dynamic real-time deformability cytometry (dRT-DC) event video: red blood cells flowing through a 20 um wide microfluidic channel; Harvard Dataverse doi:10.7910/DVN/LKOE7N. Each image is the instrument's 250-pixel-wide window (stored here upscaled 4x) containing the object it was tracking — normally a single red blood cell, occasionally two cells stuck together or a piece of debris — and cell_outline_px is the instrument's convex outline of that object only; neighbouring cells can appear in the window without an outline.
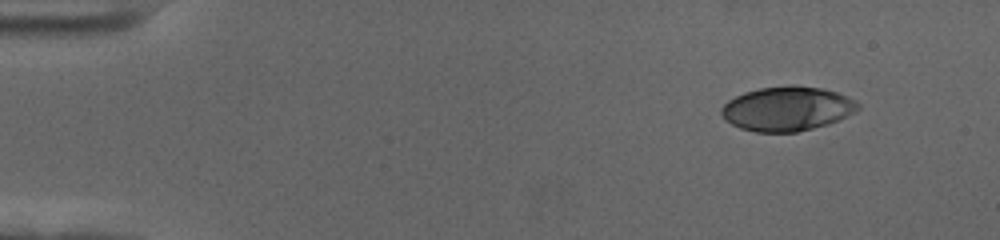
{"species": "human", "species_latin": "Homo sapiens", "temperature_condition": "cold", "stored_images_in_passage": 53, "camera_frame_rate_fps": 3000, "um_per_image_px": 0.085, "donor": {"sex": "female"}, "frame": {"image": 1, "passage_image": 1, "time_ms": 0.0, "image_size_px": [1000, 240], "cell_outline_px": [[860, 108], [828, 124], [796, 132], [756, 132], [740, 128], [724, 120], [720, 112], [720, 108], [728, 100], [744, 92], [760, 88], [792, 84], [796, 84], [824, 88], [848, 96], [856, 100], [860, 104]], "centroid_in_image_um": [66.88, 9.22], "position_along_channel_um": 18.1, "area_um2": 35.49}}
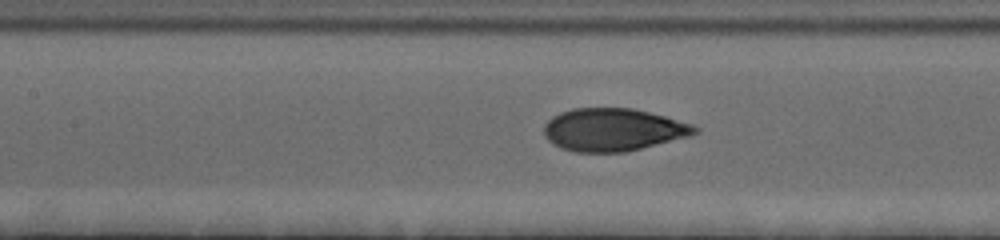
{"frame": {"image": 2, "passage_image": 22, "time_ms": 7.0, "image_size_px": [1000, 240], "cell_outline_px": [[700, 132], [688, 136], [624, 152], [576, 152], [560, 148], [552, 144], [544, 136], [544, 124], [552, 116], [560, 112], [572, 108], [632, 108], [664, 116], [692, 124], [700, 128]], "centroid_in_image_um": [52.07, 11.02], "position_along_channel_um": 155.3, "area_um2": 37.45}}
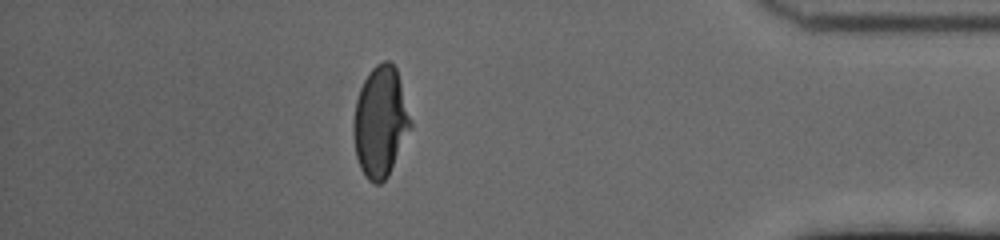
{"frame": {"image": 3, "passage_image": 46, "time_ms": 15.0, "image_size_px": [1000, 240], "cell_outline_px": [[412, 128], [388, 176], [380, 184], [376, 184], [368, 180], [364, 176], [360, 168], [356, 156], [352, 132], [352, 124], [356, 100], [360, 88], [368, 72], [376, 64], [384, 60], [388, 60], [396, 68], [412, 124]], "centroid_in_image_um": [32.31, 10.38], "position_along_channel_um": 402.9, "area_um2": 36.93}, "authors_computed_cell_mechanics": {"area_um2": 37.6856, "velocity_mm_per_s": 3.5425, "shape_relaxation_time_tau1_ms": 4.6732, "shape_relaxation_time_tau2_ms": null, "deformation_change_tau1": 0.1994, "deformation_change_tau2": null}}